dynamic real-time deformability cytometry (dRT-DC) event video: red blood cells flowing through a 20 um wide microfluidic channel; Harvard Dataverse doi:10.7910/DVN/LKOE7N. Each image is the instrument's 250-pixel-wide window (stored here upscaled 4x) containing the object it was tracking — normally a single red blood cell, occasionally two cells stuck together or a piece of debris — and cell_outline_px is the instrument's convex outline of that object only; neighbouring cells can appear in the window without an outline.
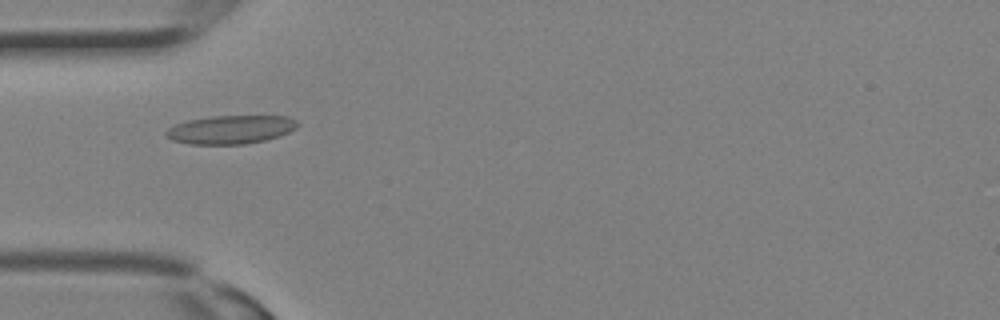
{"species": "Egyptian fruit bat (a non-hibernating species)", "species_latin": "Rousettus aegyptiacus", "temperature_condition": "room temperature", "stored_images_in_passage": 21, "camera_frame_rate_fps": 3000, "um_per_image_px": 0.085, "animal": {"sex": "female"}, "frame": {"image": 1, "passage_image": 10, "time_ms": 3.0, "image_size_px": [1000, 320], "cell_outline_px": [[300, 124], [296, 128], [288, 132], [264, 140], [244, 144], [188, 144], [172, 140], [164, 132], [168, 128], [176, 124], [188, 120], [212, 116], [288, 116], [296, 120]], "centroid_in_image_um": [19.6, 11.01], "position_along_channel_um": 65.4, "area_um2": 21.68}}
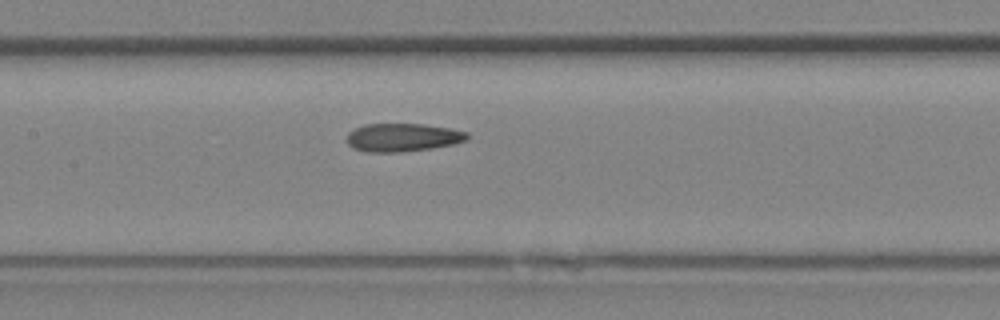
{"frame": {"image": 2, "passage_image": 15, "time_ms": 4.667, "image_size_px": [1000, 320], "cell_outline_px": [[468, 140], [452, 144], [432, 148], [400, 152], [364, 152], [352, 148], [348, 144], [348, 132], [364, 124], [424, 124], [452, 128], [468, 132]], "centroid_in_image_um": [34.24, 11.68], "position_along_channel_um": 173.2, "area_um2": 19.88}}
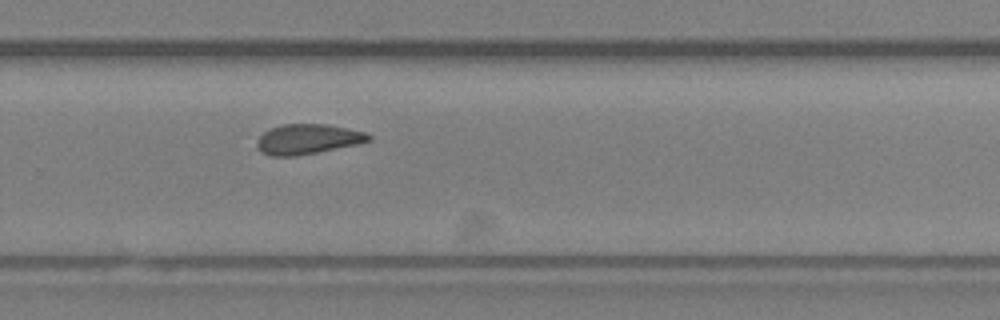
{"frame": {"image": 3, "passage_image": 21, "time_ms": 6.667, "image_size_px": [1000, 320], "cell_outline_px": [[372, 140], [356, 144], [296, 156], [272, 156], [260, 152], [256, 148], [256, 140], [264, 132], [280, 124], [324, 124], [368, 132], [372, 136]], "centroid_in_image_um": [26.13, 11.82], "position_along_channel_um": 303.7, "area_um2": 19.54}}